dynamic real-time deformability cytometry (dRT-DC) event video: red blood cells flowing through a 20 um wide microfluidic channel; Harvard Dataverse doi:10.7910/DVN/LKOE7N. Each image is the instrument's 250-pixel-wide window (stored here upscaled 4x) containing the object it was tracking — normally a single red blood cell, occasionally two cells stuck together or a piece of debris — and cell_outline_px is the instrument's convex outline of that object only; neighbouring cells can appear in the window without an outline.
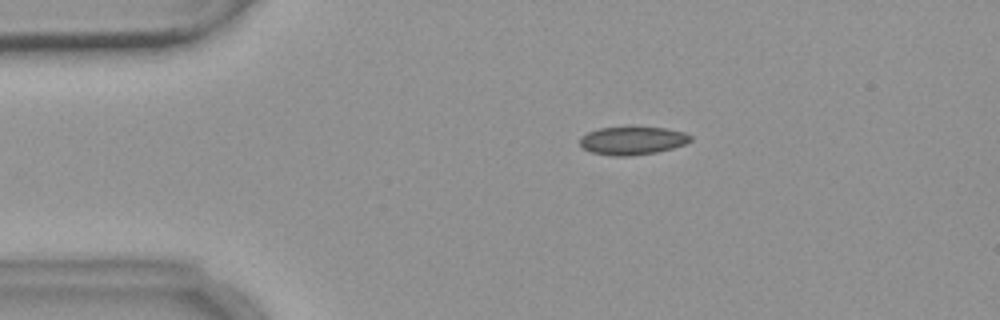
{"species": "common noctule bat (a hibernating species)", "species_latin": "Nyctalus noctula", "temperature_condition": "warm", "stored_images_in_passage": 7, "camera_frame_rate_fps": 3000, "um_per_image_px": 0.085, "animal": {"sex": "female", "body_mass_g": 18.4}, "frame": {"image": 1, "passage_image": 3, "time_ms": 2.333, "image_size_px": [1000, 320], "cell_outline_px": [[692, 140], [684, 144], [672, 148], [656, 152], [632, 156], [612, 156], [592, 152], [584, 148], [580, 144], [580, 136], [588, 132], [600, 128], [664, 128], [684, 132], [692, 136]], "centroid_in_image_um": [53.75, 11.97], "position_along_channel_um": 31.2, "area_um2": 17.86}}
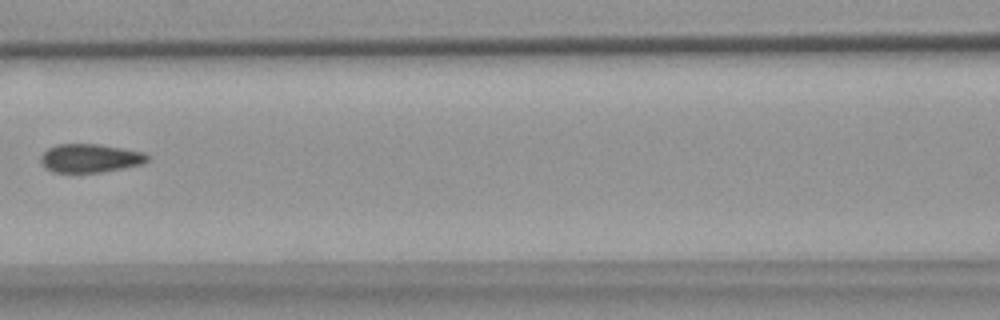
{"frame": {"image": 2, "passage_image": 7, "time_ms": 7.0, "image_size_px": [1000, 320], "cell_outline_px": [[148, 160], [144, 164], [104, 172], [52, 172], [44, 168], [40, 160], [40, 156], [48, 148], [56, 144], [96, 144], [144, 152], [148, 156]], "centroid_in_image_um": [7.64, 13.45], "position_along_channel_um": 159.0, "area_um2": 17.8}}